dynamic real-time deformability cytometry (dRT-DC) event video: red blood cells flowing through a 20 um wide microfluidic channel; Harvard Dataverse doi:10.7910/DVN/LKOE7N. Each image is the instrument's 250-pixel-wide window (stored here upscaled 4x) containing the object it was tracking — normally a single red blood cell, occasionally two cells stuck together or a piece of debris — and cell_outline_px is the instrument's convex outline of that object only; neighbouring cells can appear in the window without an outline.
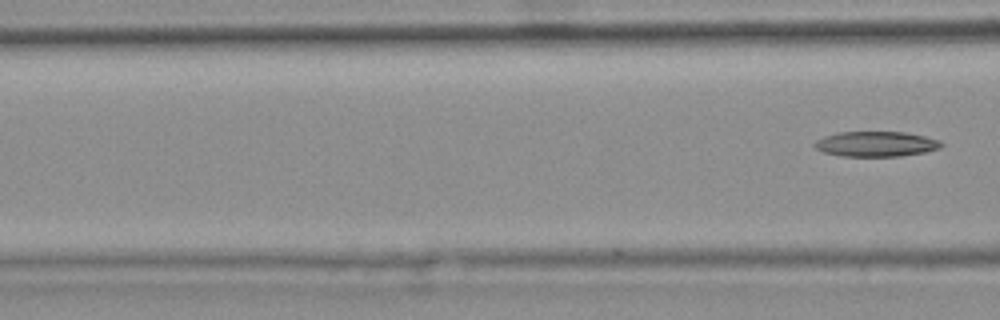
{"species": "common noctule bat (a hibernating species)", "species_latin": "Nyctalus noctula", "temperature_condition": "warm", "stored_images_in_passage": 7, "camera_frame_rate_fps": 3000, "um_per_image_px": 0.085, "animal": {"sex": "female", "body_mass_g": 25.1}, "frame": {"image": 1, "passage_image": 7, "time_ms": 2.0, "image_size_px": [1000, 320], "cell_outline_px": [[944, 144], [940, 148], [924, 152], [900, 156], [840, 156], [824, 152], [816, 148], [812, 144], [816, 140], [824, 136], [836, 132], [904, 132], [924, 136], [940, 140]], "centroid_in_image_um": [74.45, 12.23], "position_along_channel_um": 92.2, "area_um2": 18.61}}